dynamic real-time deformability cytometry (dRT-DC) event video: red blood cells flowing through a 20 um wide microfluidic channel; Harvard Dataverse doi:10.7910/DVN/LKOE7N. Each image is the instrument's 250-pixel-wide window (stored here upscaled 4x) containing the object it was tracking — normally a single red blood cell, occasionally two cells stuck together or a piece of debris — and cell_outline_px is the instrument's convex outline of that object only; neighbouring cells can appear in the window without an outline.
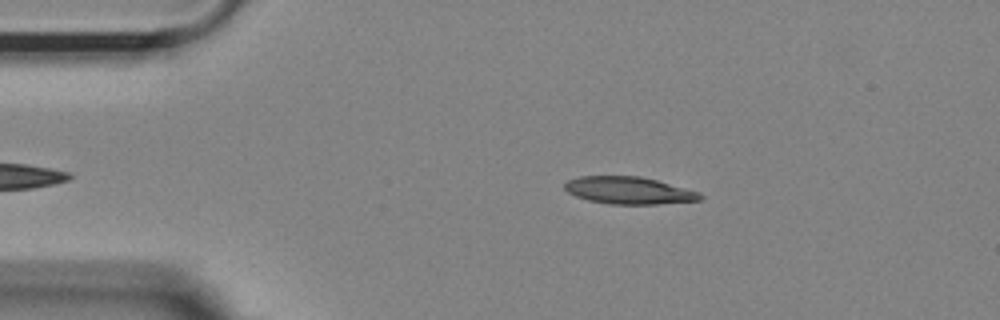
{"species": "Egyptian fruit bat (a non-hibernating species)", "species_latin": "Rousettus aegyptiacus", "temperature_condition": "room temperature", "stored_images_in_passage": 45, "camera_frame_rate_fps": 3000, "um_per_image_px": 0.085, "animal": {"sex": "female"}, "frame": {"image": 1, "passage_image": 8, "time_ms": 2.333, "image_size_px": [1000, 320], "cell_outline_px": [[704, 196], [700, 200], [656, 204], [612, 204], [588, 200], [576, 196], [568, 192], [564, 188], [564, 184], [568, 180], [580, 176], [640, 176], [656, 180], [700, 192]], "centroid_in_image_um": [53.45, 16.18], "position_along_channel_um": 31.6, "area_um2": 21.39}}
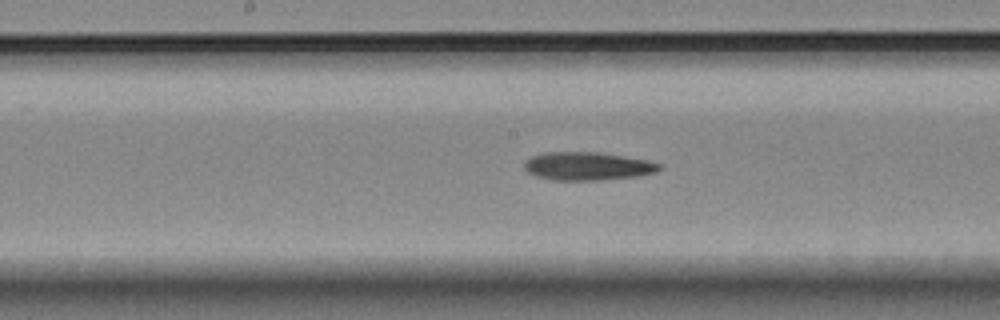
{"frame": {"image": 2, "passage_image": 25, "time_ms": 8.0, "image_size_px": [1000, 320], "cell_outline_px": [[664, 168], [656, 172], [636, 176], [596, 180], [552, 180], [536, 176], [528, 172], [524, 168], [524, 160], [532, 156], [544, 152], [596, 152], [648, 160], [660, 164]], "centroid_in_image_um": [49.92, 14.12], "position_along_channel_um": 198.3, "area_um2": 22.14}}
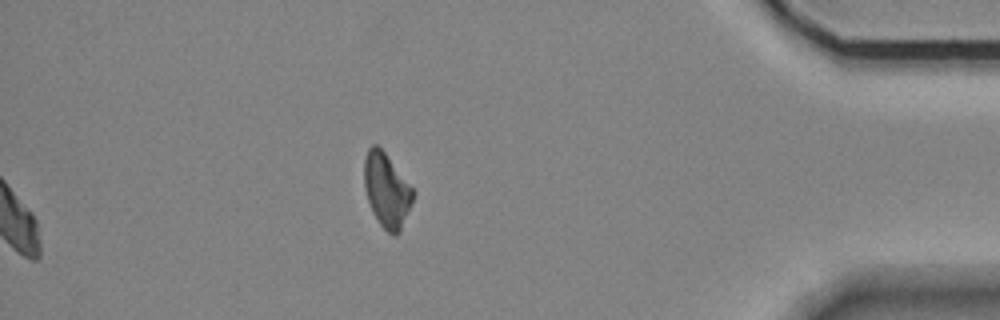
{"frame": {"image": 3, "passage_image": 45, "time_ms": 14.667, "image_size_px": [1000, 320], "cell_outline_px": [[416, 192], [400, 232], [396, 236], [392, 236], [380, 224], [372, 212], [364, 188], [364, 160], [368, 148], [372, 144], [376, 144], [384, 152]], "centroid_in_image_um": [32.86, 16.19], "position_along_channel_um": 402.3, "area_um2": 21.04}, "authors_computed_cell_mechanics": {"area_um2": 21.6172, "velocity_mm_per_s": 3.6846, "shape_relaxation_time_tau1_ms": 6.9871, "shape_relaxation_time_tau2_ms": null, "deformation_change_tau1": 0.164, "deformation_change_tau2": null}}